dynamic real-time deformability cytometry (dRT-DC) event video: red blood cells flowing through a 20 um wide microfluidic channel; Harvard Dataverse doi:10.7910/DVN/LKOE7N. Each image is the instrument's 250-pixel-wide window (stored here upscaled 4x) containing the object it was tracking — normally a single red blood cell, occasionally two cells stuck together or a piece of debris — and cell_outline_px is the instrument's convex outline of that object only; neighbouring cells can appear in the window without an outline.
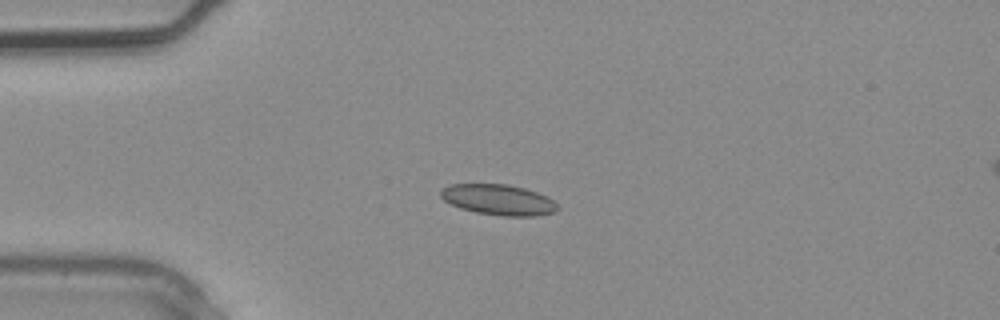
{"species": "common noctule bat (a hibernating species)", "species_latin": "Nyctalus noctula", "temperature_condition": "warm", "stored_images_in_passage": 2, "camera_frame_rate_fps": 3000, "um_per_image_px": 0.085, "animal": {"sex": "male", "body_mass_g": 20.4}, "frame": {"image": 1, "passage_image": 1, "time_ms": 0.0, "image_size_px": [1000, 320], "cell_outline_px": [[560, 208], [556, 212], [536, 216], [504, 216], [476, 212], [460, 208], [444, 200], [440, 196], [440, 192], [448, 184], [508, 184], [524, 188], [548, 196]], "centroid_in_image_um": [42.39, 16.98], "position_along_channel_um": 42.6, "area_um2": 20.87}}